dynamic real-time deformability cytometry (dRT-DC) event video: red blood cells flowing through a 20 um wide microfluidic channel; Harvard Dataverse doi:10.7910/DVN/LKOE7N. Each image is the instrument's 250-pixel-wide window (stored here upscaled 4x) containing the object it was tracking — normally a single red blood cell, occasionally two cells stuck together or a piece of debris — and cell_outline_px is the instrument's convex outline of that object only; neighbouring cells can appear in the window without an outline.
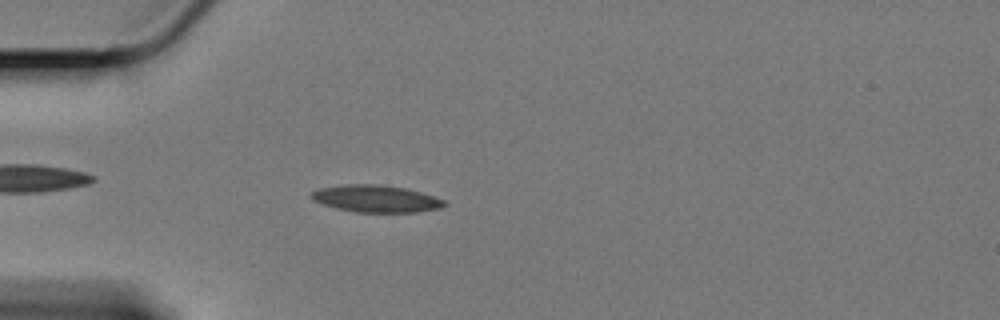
{"species": "Egyptian fruit bat (a non-hibernating species)", "species_latin": "Rousettus aegyptiacus", "temperature_condition": "cold", "stored_images_in_passage": 47, "camera_frame_rate_fps": 3000, "um_per_image_px": 0.085, "animal": {"sex": "female"}, "frame": {"image": 1, "passage_image": 13, "time_ms": 4.0, "image_size_px": [1000, 320], "cell_outline_px": [[448, 204], [440, 208], [412, 212], [356, 212], [324, 204], [316, 200], [312, 196], [312, 192], [320, 188], [348, 184], [380, 184], [408, 188], [436, 196], [444, 200]], "centroid_in_image_um": [32.06, 16.87], "position_along_channel_um": 52.9, "area_um2": 20.75}}
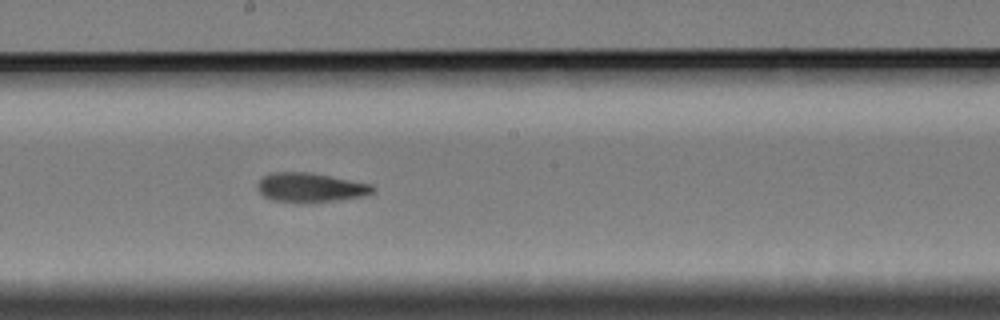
{"frame": {"image": 2, "passage_image": 29, "time_ms": 9.333, "image_size_px": [1000, 320], "cell_outline_px": [[376, 188], [372, 192], [360, 196], [336, 200], [308, 204], [296, 204], [272, 200], [264, 196], [260, 192], [256, 184], [264, 176], [276, 172], [308, 172], [372, 184]], "centroid_in_image_um": [26.35, 15.96], "position_along_channel_um": 221.9, "area_um2": 19.77}}
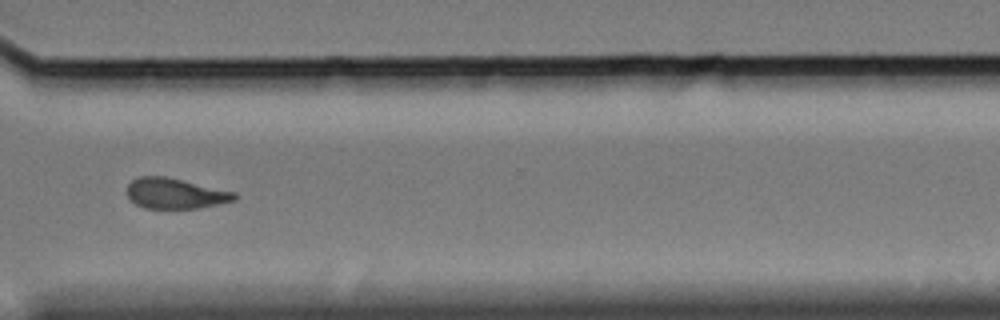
{"frame": {"image": 3, "passage_image": 41, "time_ms": 13.333, "image_size_px": [1000, 320], "cell_outline_px": [[236, 200], [200, 208], [144, 208], [136, 204], [128, 196], [128, 184], [132, 180], [140, 176], [164, 176], [236, 192]], "centroid_in_image_um": [14.91, 16.44], "position_along_channel_um": 355.7, "area_um2": 18.9}, "authors_computed_cell_mechanics": {"area_um2": 19.652, "velocity_mm_per_s": 3.3496, "shape_relaxation_time_tau1_ms": null, "shape_relaxation_time_tau2_ms": 3.8464, "deformation_change_tau1": null, "deformation_change_tau2": 0.1129}}